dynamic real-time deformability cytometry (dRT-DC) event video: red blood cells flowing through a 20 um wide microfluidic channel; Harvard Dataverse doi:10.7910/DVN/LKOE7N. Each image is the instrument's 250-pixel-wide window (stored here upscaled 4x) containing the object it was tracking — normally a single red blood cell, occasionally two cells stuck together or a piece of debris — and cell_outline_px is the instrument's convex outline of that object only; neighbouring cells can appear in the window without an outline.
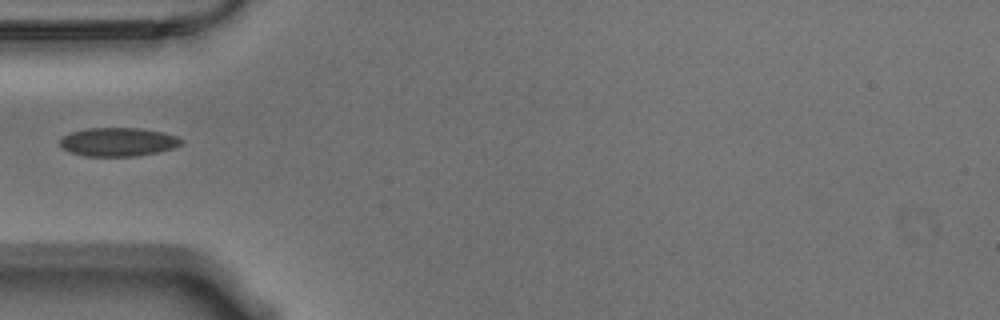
{"species": "Egyptian fruit bat (a non-hibernating species)", "species_latin": "Rousettus aegyptiacus", "temperature_condition": "warm", "stored_images_in_passage": 9, "camera_frame_rate_fps": 3000, "um_per_image_px": 0.085, "animal": {"sex": "male"}, "frame": {"image": 1, "passage_image": 1, "time_ms": 0.0, "image_size_px": [1000, 320], "cell_outline_px": [[184, 144], [172, 148], [156, 152], [136, 156], [88, 156], [72, 152], [60, 148], [60, 140], [64, 136], [72, 132], [88, 128], [140, 128], [160, 132], [176, 136], [184, 140]], "centroid_in_image_um": [10.05, 12.06], "position_along_channel_um": 74.9, "area_um2": 20.06}}
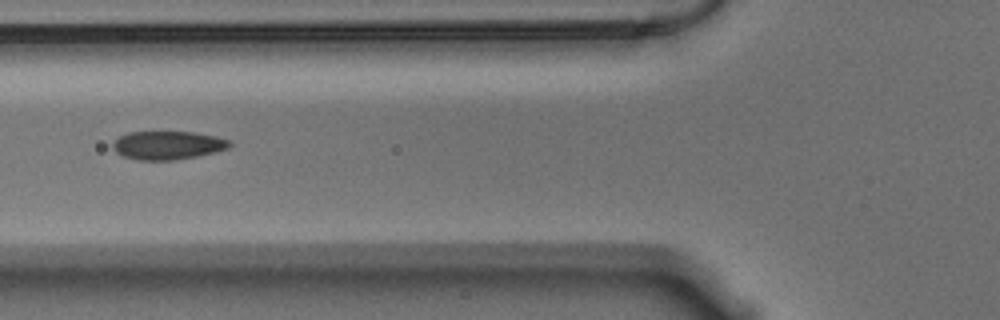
{"frame": {"image": 2, "passage_image": 4, "time_ms": 1.0, "image_size_px": [1000, 320], "cell_outline_px": [[232, 144], [228, 148], [216, 152], [196, 156], [172, 160], [140, 160], [124, 156], [116, 152], [112, 148], [112, 144], [120, 136], [128, 132], [196, 132], [216, 136], [228, 140]], "centroid_in_image_um": [14.27, 12.34], "position_along_channel_um": 111.5, "area_um2": 19.25}}
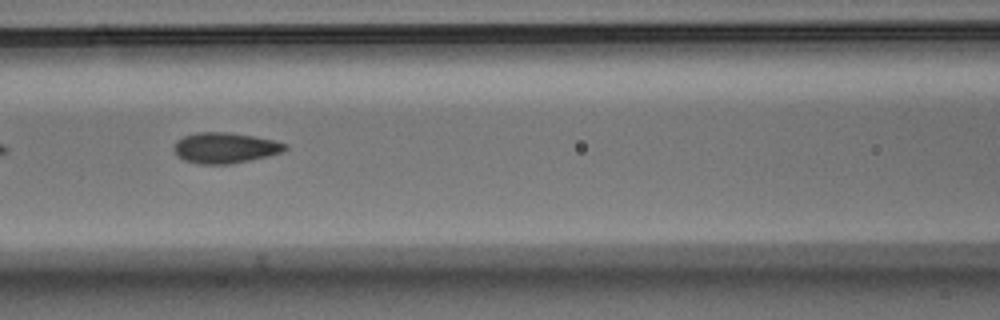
{"frame": {"image": 3, "passage_image": 7, "time_ms": 2.0, "image_size_px": [1000, 320], "cell_outline_px": [[288, 148], [280, 152], [268, 156], [232, 164], [200, 164], [184, 160], [176, 156], [172, 148], [176, 140], [184, 136], [196, 132], [228, 132], [252, 136], [272, 140], [288, 144]], "centroid_in_image_um": [19.08, 12.57], "position_along_channel_um": 147.5, "area_um2": 19.94}}